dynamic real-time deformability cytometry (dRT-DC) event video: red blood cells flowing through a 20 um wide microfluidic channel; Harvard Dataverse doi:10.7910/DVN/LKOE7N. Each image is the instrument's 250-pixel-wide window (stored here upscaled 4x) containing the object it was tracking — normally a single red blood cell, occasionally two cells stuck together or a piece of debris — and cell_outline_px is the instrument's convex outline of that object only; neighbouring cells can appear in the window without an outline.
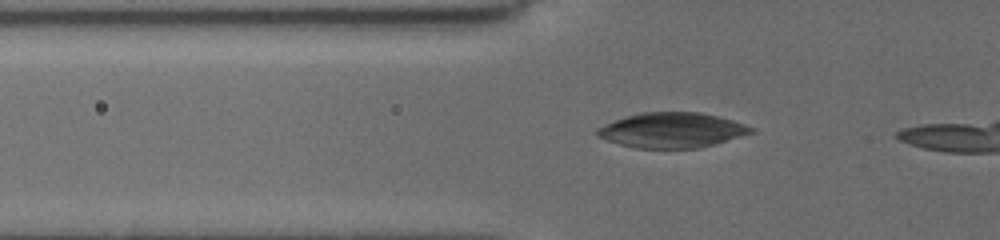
{"species": "common noctule bat (a hibernating species)", "species_latin": "Nyctalus noctula", "temperature_condition": "cold", "stored_images_in_passage": 37, "camera_frame_rate_fps": 3000, "um_per_image_px": 0.085, "animal": {"sex": "female", "body_mass_g": 19.5, "forearm_length_mm": 54.1}, "frame": {"image": 1, "passage_image": 8, "time_ms": 2.333, "image_size_px": [1000, 240], "cell_outline_px": [[756, 132], [700, 148], [636, 148], [620, 144], [596, 136], [596, 128], [604, 124], [628, 116], [644, 112], [700, 112], [732, 120], [756, 128]], "centroid_in_image_um": [57.14, 11.07], "position_along_channel_um": 68.7, "area_um2": 31.33}}
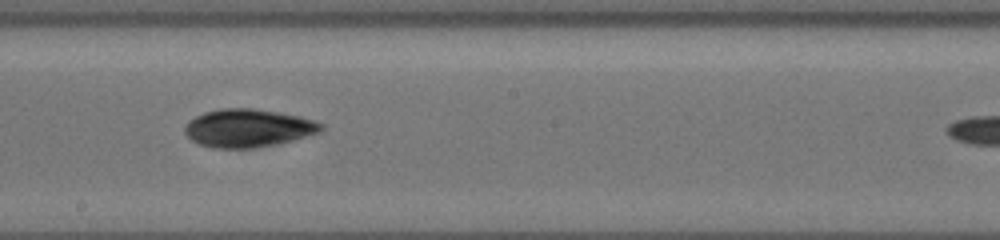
{"frame": {"image": 2, "passage_image": 21, "time_ms": 6.667, "image_size_px": [1000, 240], "cell_outline_px": [[324, 128], [320, 132], [280, 144], [256, 148], [212, 148], [200, 144], [192, 140], [184, 132], [184, 124], [188, 120], [204, 112], [220, 108], [252, 108], [300, 116], [324, 124]], "centroid_in_image_um": [21.08, 10.89], "position_along_channel_um": 227.1, "area_um2": 30.46}}
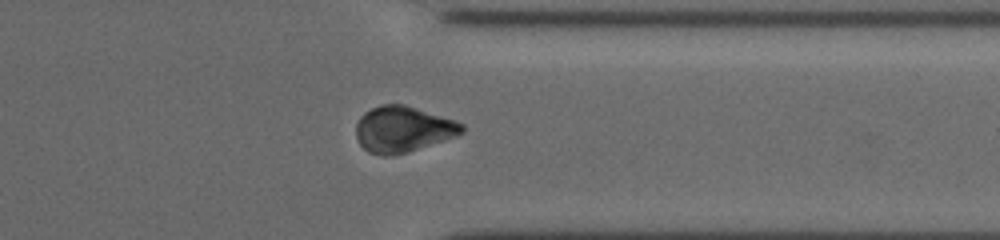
{"frame": {"image": 3, "passage_image": 33, "time_ms": 10.667, "image_size_px": [1000, 240], "cell_outline_px": [[464, 132], [456, 136], [408, 152], [392, 156], [380, 156], [368, 152], [360, 144], [356, 136], [356, 124], [360, 116], [364, 112], [380, 104], [404, 104], [464, 124]], "centroid_in_image_um": [34.21, 11.0], "position_along_channel_um": 377.2, "area_um2": 28.26}}